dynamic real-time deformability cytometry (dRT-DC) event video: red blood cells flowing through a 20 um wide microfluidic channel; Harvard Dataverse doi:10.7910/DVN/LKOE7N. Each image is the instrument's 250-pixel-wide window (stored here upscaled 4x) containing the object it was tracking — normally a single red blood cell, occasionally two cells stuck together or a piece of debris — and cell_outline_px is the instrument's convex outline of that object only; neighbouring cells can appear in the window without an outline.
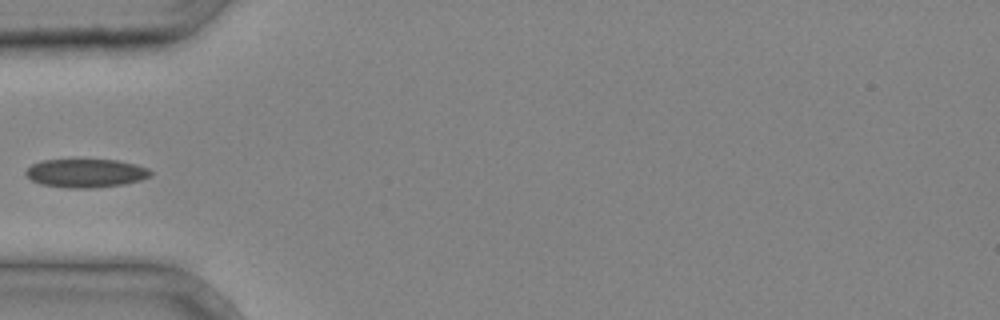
{"species": "common noctule bat (a hibernating species)", "species_latin": "Nyctalus noctula", "temperature_condition": "cold", "stored_images_in_passage": 3, "camera_frame_rate_fps": 3000, "um_per_image_px": 0.085, "animal": {"sex": "male", "body_mass_g": 20.4}, "frame": {"image": 1, "passage_image": 3, "time_ms": 0.667, "image_size_px": [1000, 320], "cell_outline_px": [[152, 176], [140, 180], [124, 184], [92, 188], [68, 188], [40, 184], [32, 180], [24, 172], [32, 164], [40, 160], [116, 160], [136, 164], [148, 168], [152, 172]], "centroid_in_image_um": [7.31, 14.72], "position_along_channel_um": 77.7, "area_um2": 20.75}}